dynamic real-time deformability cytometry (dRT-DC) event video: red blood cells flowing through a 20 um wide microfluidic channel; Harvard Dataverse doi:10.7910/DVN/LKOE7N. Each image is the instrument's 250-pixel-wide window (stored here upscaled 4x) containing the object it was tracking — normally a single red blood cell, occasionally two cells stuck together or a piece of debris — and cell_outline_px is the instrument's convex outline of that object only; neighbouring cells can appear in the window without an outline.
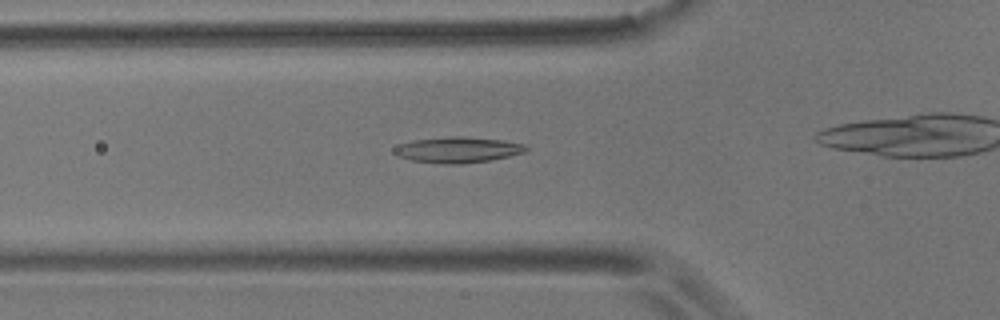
{"species": "common noctule bat (a hibernating species)", "species_latin": "Nyctalus noctula", "temperature_condition": "room temperature", "stored_images_in_passage": 40, "camera_frame_rate_fps": 3000, "um_per_image_px": 0.085, "animal": {"sex": "male", "body_mass_g": 17.9}, "frame": {"image": 1, "passage_image": 14, "time_ms": 4.333, "image_size_px": [1000, 320], "cell_outline_px": [[528, 148], [524, 152], [492, 160], [460, 164], [444, 164], [412, 160], [400, 156], [392, 152], [392, 148], [400, 144], [412, 140], [448, 136], [460, 136], [504, 140], [524, 144]], "centroid_in_image_um": [38.89, 12.73], "position_along_channel_um": 86.9, "area_um2": 19.83}}
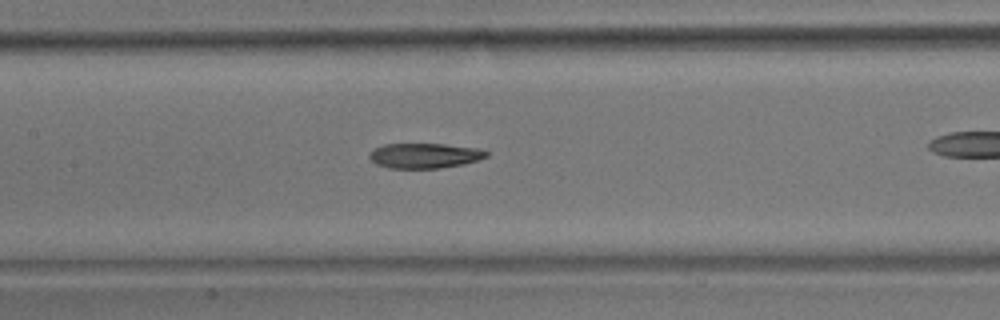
{"frame": {"image": 2, "passage_image": 21, "time_ms": 6.667, "image_size_px": [1000, 320], "cell_outline_px": [[488, 156], [464, 164], [440, 168], [388, 168], [376, 164], [368, 156], [368, 152], [372, 148], [384, 144], [444, 144], [476, 148], [488, 152]], "centroid_in_image_um": [36.03, 13.23], "position_along_channel_um": 171.4, "area_um2": 17.11}}
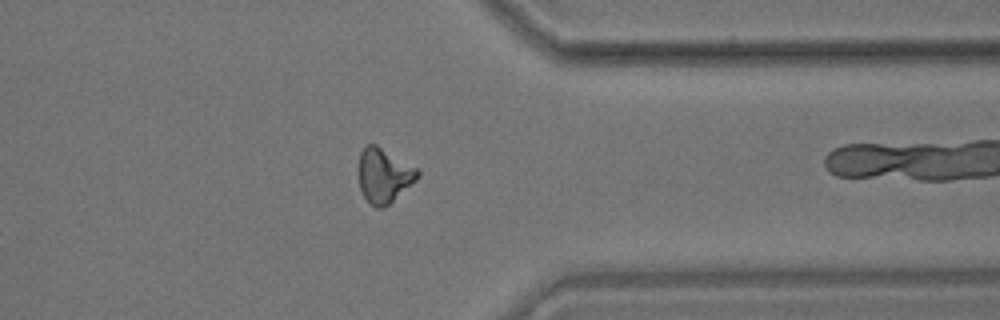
{"frame": {"image": 3, "passage_image": 39, "time_ms": 12.667, "image_size_px": [1000, 320], "cell_outline_px": [[420, 176], [416, 180], [384, 208], [376, 208], [364, 196], [360, 188], [356, 172], [356, 168], [360, 152], [368, 144], [376, 144], [420, 168]], "centroid_in_image_um": [32.62, 14.88], "position_along_channel_um": 378.8, "area_um2": 19.19}}